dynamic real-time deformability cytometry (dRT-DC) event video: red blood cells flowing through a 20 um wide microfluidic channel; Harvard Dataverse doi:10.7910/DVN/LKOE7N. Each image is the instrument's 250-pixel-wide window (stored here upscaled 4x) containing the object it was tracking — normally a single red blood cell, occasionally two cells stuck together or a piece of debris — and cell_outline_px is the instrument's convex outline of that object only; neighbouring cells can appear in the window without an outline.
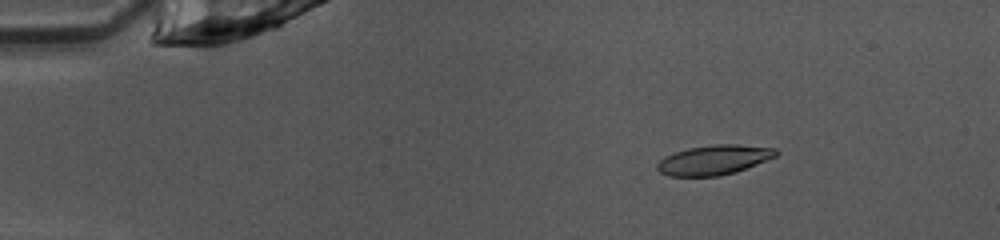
{"species": "common noctule bat (a hibernating species)", "species_latin": "Nyctalus noctula", "temperature_condition": "warm", "stored_images_in_passage": 43, "camera_frame_rate_fps": 3000, "um_per_image_px": 0.085, "animal": {"sex": "female", "body_mass_g": 10.0, "forearm_length_mm": 53.1}, "frame": {"image": 1, "passage_image": 1, "time_ms": 0.0, "image_size_px": [1000, 240], "cell_outline_px": [[780, 152], [776, 156], [736, 172], [720, 176], [668, 176], [660, 172], [656, 168], [656, 164], [664, 156], [672, 152], [688, 148], [716, 144], [736, 144], [776, 148]], "centroid_in_image_um": [60.66, 13.59], "position_along_channel_um": 24.3, "area_um2": 20.69}}
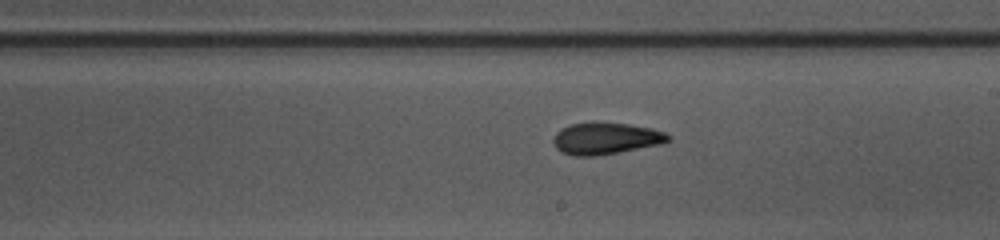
{"frame": {"image": 2, "passage_image": 22, "time_ms": 7.0, "image_size_px": [1000, 240], "cell_outline_px": [[672, 140], [660, 144], [620, 152], [596, 156], [572, 156], [560, 152], [556, 148], [552, 140], [556, 132], [560, 128], [568, 124], [592, 120], [596, 120], [628, 124], [652, 128], [664, 132], [672, 136]], "centroid_in_image_um": [51.45, 11.74], "position_along_channel_um": 237.5, "area_um2": 22.02}}
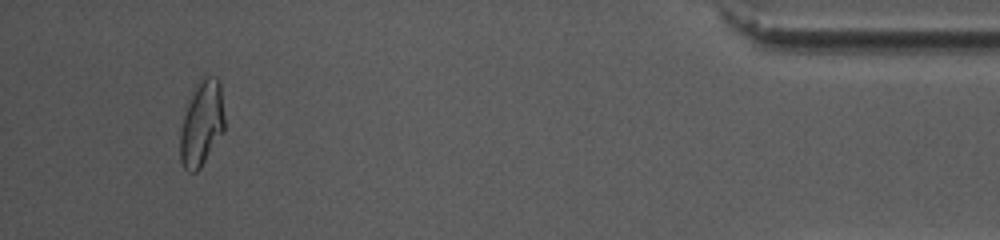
{"frame": {"image": 3, "passage_image": 40, "time_ms": 13.0, "image_size_px": [1000, 240], "cell_outline_px": [[224, 132], [200, 168], [196, 172], [188, 172], [184, 168], [180, 160], [180, 132], [184, 116], [188, 104], [196, 84], [204, 76], [216, 76], [220, 80], [224, 116]], "centroid_in_image_um": [17.16, 10.5], "position_along_channel_um": 418.0, "area_um2": 22.02}, "authors_computed_cell_mechanics": {"area_um2": 20.9236, "velocity_mm_per_s": 4.0472, "shape_relaxation_time_tau1_ms": 3.3117, "shape_relaxation_time_tau2_ms": 1.6857, "deformation_change_tau1": 0.1542, "deformation_change_tau2": 0.088}}